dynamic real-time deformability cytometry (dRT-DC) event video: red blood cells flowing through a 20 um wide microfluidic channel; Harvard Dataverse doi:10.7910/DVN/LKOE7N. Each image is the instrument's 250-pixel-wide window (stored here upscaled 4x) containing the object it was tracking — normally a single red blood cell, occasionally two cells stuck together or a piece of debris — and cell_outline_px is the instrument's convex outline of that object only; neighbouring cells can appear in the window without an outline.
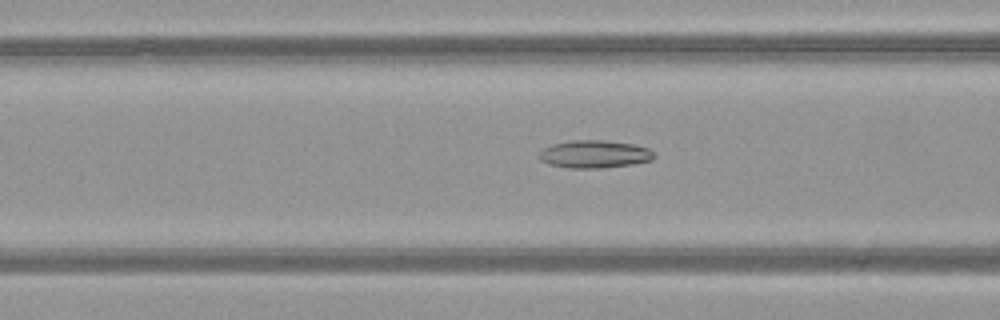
{"species": "common noctule bat (a hibernating species)", "species_latin": "Nyctalus noctula", "temperature_condition": "warm", "stored_images_in_passage": 28, "camera_frame_rate_fps": 3000, "um_per_image_px": 0.085, "animal": {"sex": "female", "body_mass_g": 21.9}, "frame": {"image": 1, "passage_image": 4, "time_ms": 1.0, "image_size_px": [1000, 320], "cell_outline_px": [[656, 156], [652, 160], [632, 164], [600, 168], [568, 168], [548, 164], [540, 160], [540, 152], [544, 148], [552, 144], [572, 140], [604, 140], [632, 144], [648, 148]], "centroid_in_image_um": [50.52, 13.1], "position_along_channel_um": 116.1, "area_um2": 18.5}}
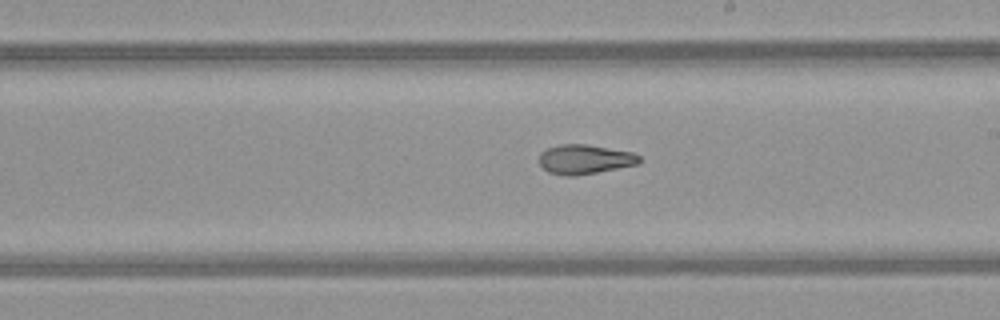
{"frame": {"image": 2, "passage_image": 13, "time_ms": 4.0, "image_size_px": [1000, 320], "cell_outline_px": [[640, 160], [636, 164], [576, 176], [564, 176], [548, 172], [540, 164], [540, 152], [548, 148], [560, 144], [588, 144], [632, 152], [640, 156]], "centroid_in_image_um": [49.67, 13.53], "position_along_channel_um": 239.3, "area_um2": 17.05}}
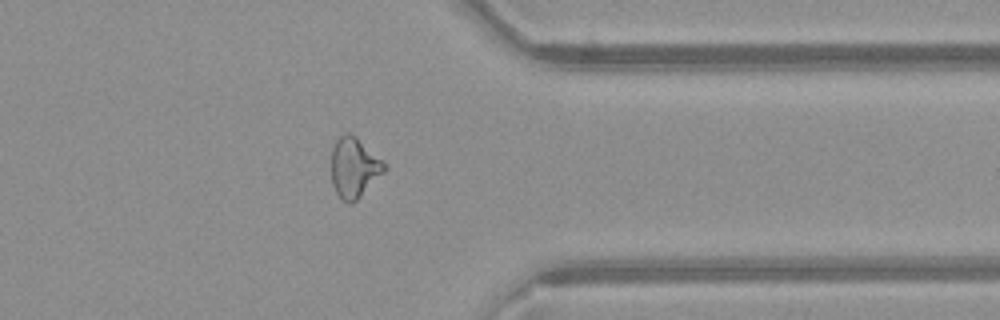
{"frame": {"image": 3, "passage_image": 24, "time_ms": 7.667, "image_size_px": [1000, 320], "cell_outline_px": [[388, 168], [352, 204], [348, 204], [340, 200], [332, 184], [332, 148], [336, 140], [340, 136], [348, 132], [356, 136], [384, 160]], "centroid_in_image_um": [30.11, 14.24], "position_along_channel_um": 381.3, "area_um2": 18.73}}